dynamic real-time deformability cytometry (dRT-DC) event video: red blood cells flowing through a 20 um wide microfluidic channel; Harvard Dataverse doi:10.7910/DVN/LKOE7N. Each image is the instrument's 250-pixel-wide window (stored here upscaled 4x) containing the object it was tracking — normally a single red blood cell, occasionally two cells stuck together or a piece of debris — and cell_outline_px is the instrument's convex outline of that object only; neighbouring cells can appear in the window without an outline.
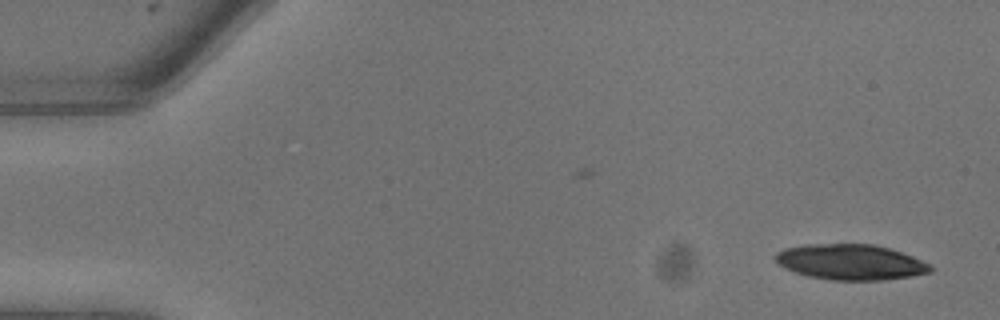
{"species": "common noctule bat (a hibernating species)", "species_latin": "Nyctalus noctula", "temperature_condition": "warm", "stored_images_in_passage": 4, "camera_frame_rate_fps": 3000, "um_per_image_px": 0.085, "animal": {"sex": "male", "body_mass_g": 13.3}, "frame": {"image": 1, "passage_image": 4, "time_ms": 1.0, "image_size_px": [1000, 320], "cell_outline_px": [[932, 272], [912, 276], [884, 280], [832, 280], [808, 276], [784, 268], [776, 260], [776, 252], [784, 248], [804, 244], [872, 244], [888, 248], [912, 256], [928, 264], [932, 268]], "centroid_in_image_um": [72.28, 22.28], "position_along_channel_um": 12.7, "area_um2": 31.91}}